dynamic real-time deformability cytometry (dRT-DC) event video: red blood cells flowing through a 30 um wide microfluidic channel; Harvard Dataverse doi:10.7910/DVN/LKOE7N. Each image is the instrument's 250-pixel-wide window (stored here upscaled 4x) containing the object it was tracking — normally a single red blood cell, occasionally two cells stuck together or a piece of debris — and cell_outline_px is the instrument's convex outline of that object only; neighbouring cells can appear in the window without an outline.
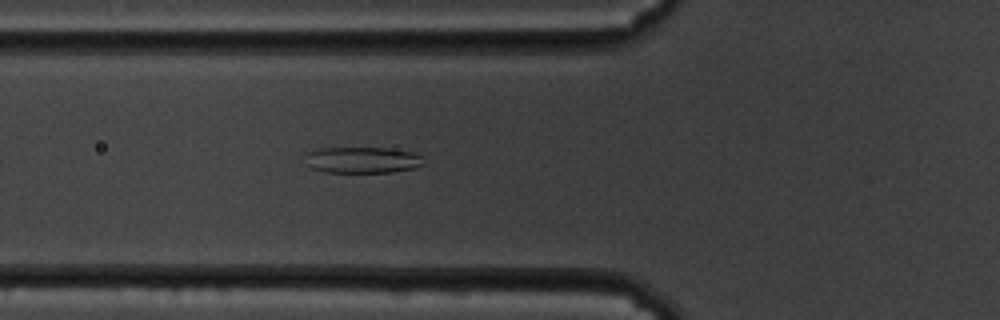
{"species": "common noctule bat (a hibernating species)", "species_latin": "Nyctalus noctula", "temperature_condition": "cold", "stored_images_in_passage": 43, "camera_frame_rate_fps": 3000, "um_per_image_px": 0.085, "animal": {"sex": "male", "body_mass_g": 19.5, "forearm_length_mm": 54.6}, "frame": {"image": 1, "passage_image": 7, "time_ms": 2.0, "image_size_px": [1000, 320], "cell_outline_px": [[424, 164], [416, 168], [392, 172], [324, 172], [312, 168], [308, 152], [320, 148], [384, 148], [412, 152], [420, 156]], "centroid_in_image_um": [30.88, 13.6], "position_along_channel_um": 94.9, "area_um2": 17.63}}
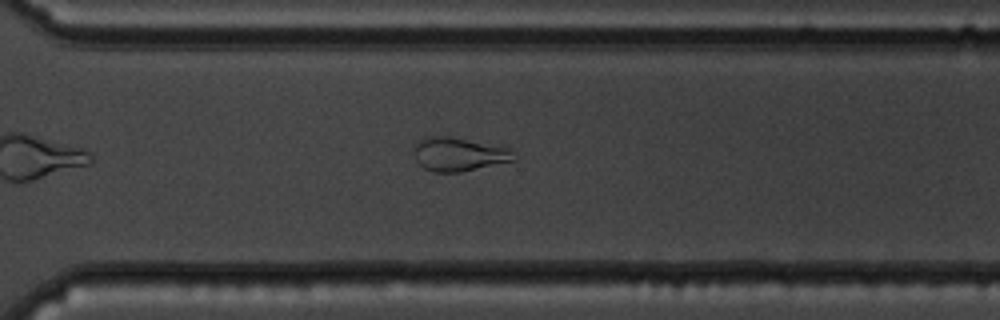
{"frame": {"image": 2, "passage_image": 27, "time_ms": 8.667, "image_size_px": [1000, 320], "cell_outline_px": [[516, 160], [460, 172], [432, 172], [424, 168], [416, 160], [416, 144], [420, 140], [428, 136], [448, 136], [512, 148]], "centroid_in_image_um": [39.04, 13.11], "position_along_channel_um": 331.6, "area_um2": 19.42}}
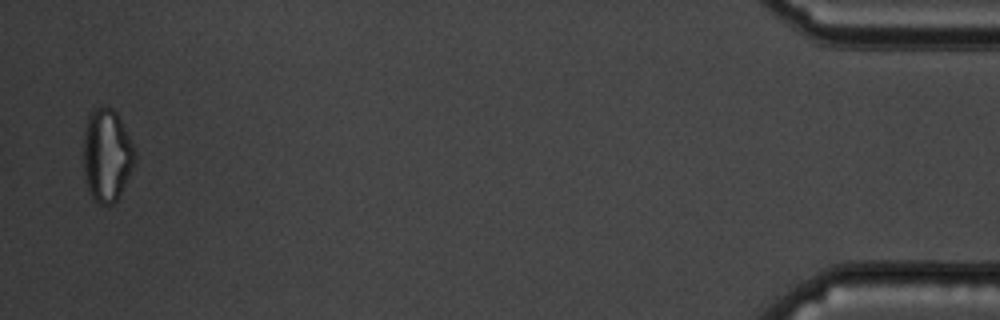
{"frame": {"image": 3, "passage_image": 42, "time_ms": 13.667, "image_size_px": [1000, 320], "cell_outline_px": [[136, 160], [120, 196], [112, 204], [100, 204], [88, 192], [80, 156], [84, 128], [88, 112], [92, 108], [100, 104], [104, 104], [112, 108], [116, 112], [136, 152]], "centroid_in_image_um": [9.01, 13.14], "position_along_channel_um": 426.2, "area_um2": 28.78}, "authors_computed_cell_mechanics": {"area_um2": 19.4208, "velocity_mm_per_s": 3.5416, "shape_relaxation_time_tau1_ms": 10.6985, "shape_relaxation_time_tau2_ms": 1.5004, "deformation_change_tau1": 0.2483, "deformation_change_tau2": 0.076}}